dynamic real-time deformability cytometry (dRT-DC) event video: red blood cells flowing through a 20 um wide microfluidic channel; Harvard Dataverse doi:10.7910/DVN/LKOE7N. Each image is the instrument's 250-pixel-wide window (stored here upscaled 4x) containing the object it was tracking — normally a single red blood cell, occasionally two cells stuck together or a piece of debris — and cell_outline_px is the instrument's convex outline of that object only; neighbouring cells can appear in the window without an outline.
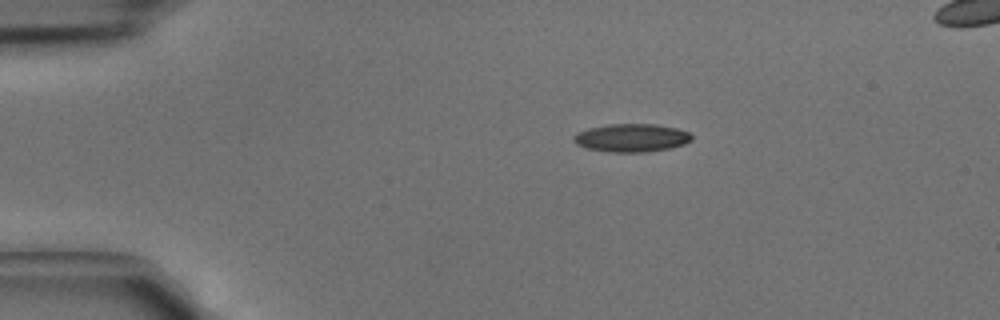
{"species": "common noctule bat (a hibernating species)", "species_latin": "Nyctalus noctula", "temperature_condition": "cold", "stored_images_in_passage": 2, "camera_frame_rate_fps": 3000, "um_per_image_px": 0.085, "animal": {"sex": "male", "body_mass_g": 15.6}, "frame": {"image": 1, "passage_image": 1, "time_ms": 0.0, "image_size_px": [1000, 320], "cell_outline_px": [[692, 140], [684, 144], [668, 148], [644, 152], [608, 152], [588, 148], [576, 144], [572, 140], [572, 136], [576, 132], [588, 128], [608, 124], [652, 124], [676, 128], [688, 132], [692, 136]], "centroid_in_image_um": [53.63, 11.71], "position_along_channel_um": 31.4, "area_um2": 19.31}}